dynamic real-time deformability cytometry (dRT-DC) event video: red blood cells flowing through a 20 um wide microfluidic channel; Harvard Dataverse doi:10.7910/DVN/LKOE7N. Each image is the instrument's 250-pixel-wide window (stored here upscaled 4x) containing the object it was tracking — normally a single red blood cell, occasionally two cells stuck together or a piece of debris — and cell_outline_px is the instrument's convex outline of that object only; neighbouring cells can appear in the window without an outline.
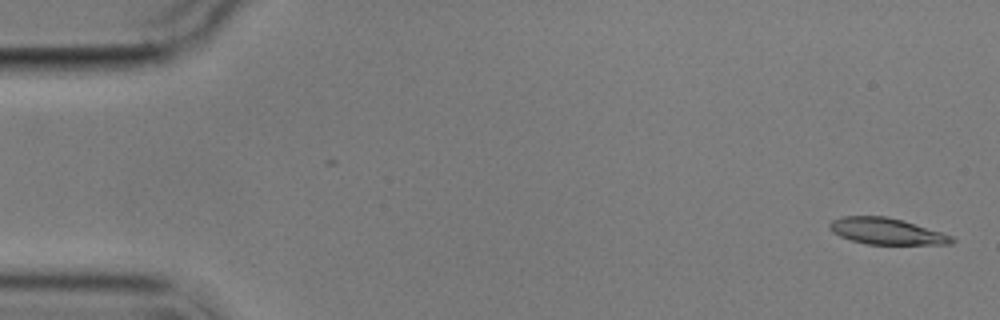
{"species": "common noctule bat (a hibernating species)", "species_latin": "Nyctalus noctula", "temperature_condition": "cold", "stored_images_in_passage": 5, "camera_frame_rate_fps": 3000, "um_per_image_px": 0.085, "animal": {"sex": "male", "body_mass_g": 17.9}, "frame": {"image": 1, "passage_image": 1, "time_ms": 0.0, "image_size_px": [1000, 320], "cell_outline_px": [[956, 240], [952, 244], [868, 244], [852, 240], [840, 236], [832, 232], [828, 228], [828, 224], [832, 220], [844, 216], [888, 216], [904, 220], [952, 236]], "centroid_in_image_um": [75.34, 19.65], "position_along_channel_um": 9.7, "area_um2": 18.73}}
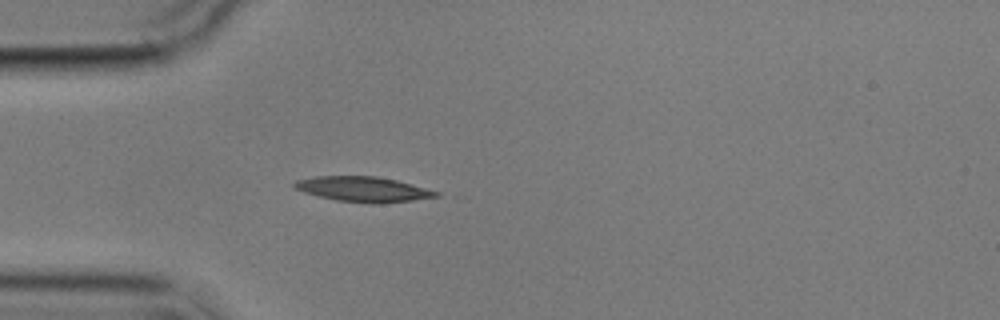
{"frame": {"image": 2, "passage_image": 5, "time_ms": 4.667, "image_size_px": [1000, 320], "cell_outline_px": [[440, 196], [412, 200], [380, 204], [372, 204], [336, 200], [304, 192], [296, 188], [292, 184], [296, 180], [312, 176], [376, 176], [396, 180], [440, 192]], "centroid_in_image_um": [30.87, 16.08], "position_along_channel_um": 54.1, "area_um2": 20.69}}